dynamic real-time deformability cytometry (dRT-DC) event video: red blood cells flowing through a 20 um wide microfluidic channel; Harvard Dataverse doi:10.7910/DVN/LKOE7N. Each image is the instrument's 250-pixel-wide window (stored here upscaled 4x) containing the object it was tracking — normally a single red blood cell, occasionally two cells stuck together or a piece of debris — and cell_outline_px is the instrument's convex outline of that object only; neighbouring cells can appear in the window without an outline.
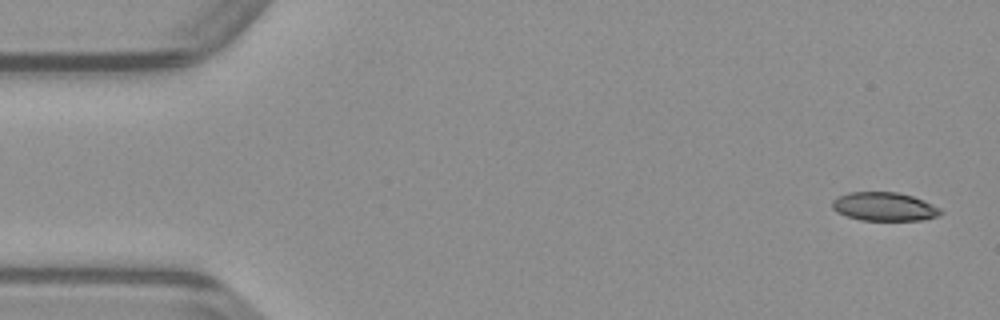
{"species": "common noctule bat (a hibernating species)", "species_latin": "Nyctalus noctula", "temperature_condition": "warm", "stored_images_in_passage": 48, "camera_frame_rate_fps": 3000, "um_per_image_px": 0.085, "animal": {"sex": "male", "body_mass_g": 23.1, "forearm_length_mm": 52.7}, "frame": {"image": 1, "passage_image": 1, "time_ms": 0.0, "image_size_px": [1000, 320], "cell_outline_px": [[944, 212], [940, 216], [924, 220], [860, 220], [836, 212], [832, 208], [832, 200], [848, 192], [896, 192], [912, 196], [924, 200], [940, 208]], "centroid_in_image_um": [75.19, 17.57], "position_along_channel_um": 9.8, "area_um2": 18.15}}
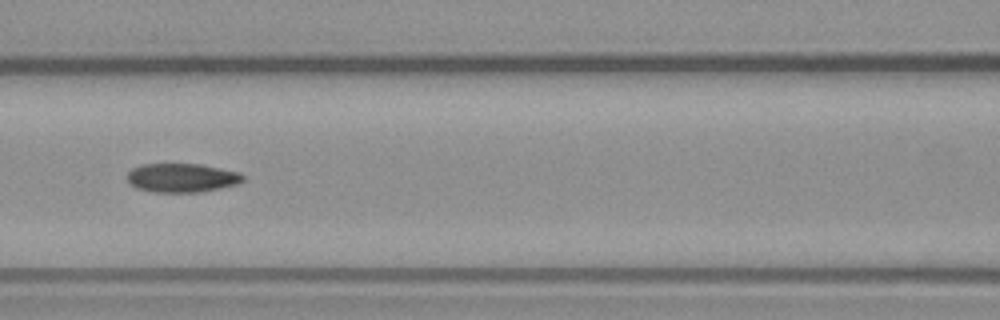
{"frame": {"image": 2, "passage_image": 20, "time_ms": 6.333, "image_size_px": [1000, 320], "cell_outline_px": [[244, 180], [240, 184], [200, 192], [152, 192], [136, 188], [128, 180], [128, 172], [132, 168], [144, 164], [200, 164], [240, 172], [244, 176]], "centroid_in_image_um": [15.49, 15.12], "position_along_channel_um": 151.1, "area_um2": 19.54}}
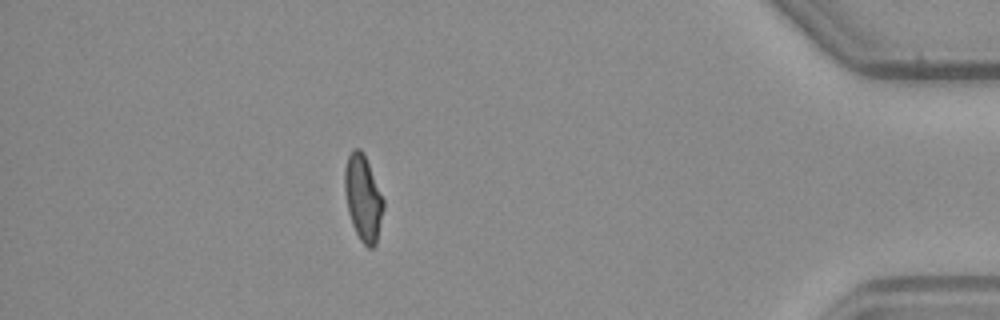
{"frame": {"image": 3, "passage_image": 42, "time_ms": 13.667, "image_size_px": [1000, 320], "cell_outline_px": [[384, 208], [376, 244], [372, 248], [368, 248], [360, 240], [352, 224], [348, 212], [344, 192], [344, 168], [348, 156], [352, 148], [360, 148], [364, 152], [384, 200]], "centroid_in_image_um": [30.85, 16.8], "position_along_channel_um": 404.3, "area_um2": 19.59}}